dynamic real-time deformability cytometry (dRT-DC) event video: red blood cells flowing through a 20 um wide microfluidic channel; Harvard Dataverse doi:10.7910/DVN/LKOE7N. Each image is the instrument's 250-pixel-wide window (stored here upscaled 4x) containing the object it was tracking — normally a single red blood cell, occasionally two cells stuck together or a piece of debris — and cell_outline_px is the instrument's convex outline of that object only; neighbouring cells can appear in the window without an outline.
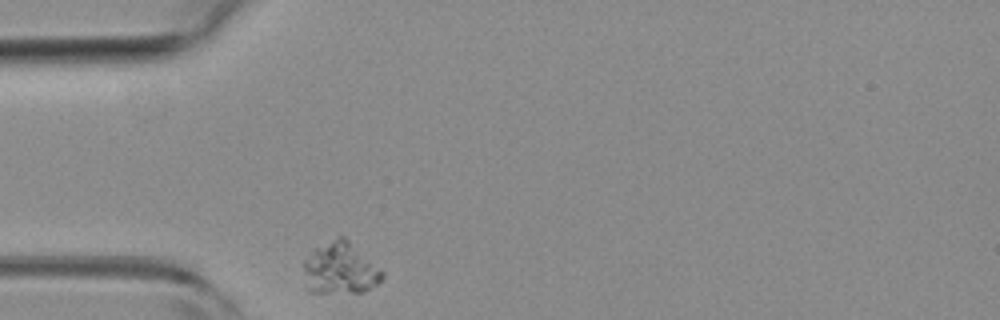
{"species": "common noctule bat (a hibernating species)", "species_latin": "Nyctalus noctula", "temperature_condition": "room temperature", "stored_images_in_passage": 1, "camera_frame_rate_fps": 3000, "um_per_image_px": 0.085, "animal": {"sex": "female", "body_mass_g": 19.3, "forearm_length_mm": 54.1}, "frame": {"image": 1, "passage_image": 1, "time_ms": 0.0, "image_size_px": [1000, 320], "cell_outline_px": [[384, 276], [376, 284], [364, 292], [308, 292], [304, 288], [304, 260], [312, 248], [340, 232], [380, 268], [384, 272]], "centroid_in_image_um": [28.86, 22.76], "position_along_channel_um": 56.1, "area_um2": 24.39}}